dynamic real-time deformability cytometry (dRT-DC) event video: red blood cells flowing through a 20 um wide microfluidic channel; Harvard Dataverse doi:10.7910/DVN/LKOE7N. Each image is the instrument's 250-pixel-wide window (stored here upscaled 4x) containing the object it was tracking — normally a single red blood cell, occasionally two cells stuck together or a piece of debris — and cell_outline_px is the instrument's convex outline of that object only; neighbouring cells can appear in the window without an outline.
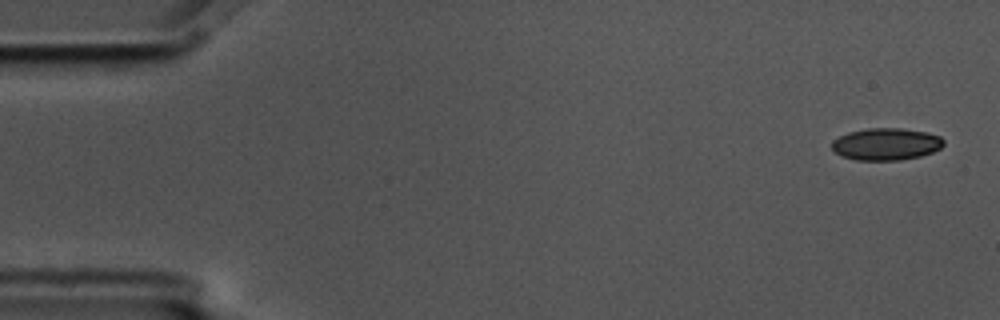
{"species": "common noctule bat (a hibernating species)", "species_latin": "Nyctalus noctula", "temperature_condition": "cold", "stored_images_in_passage": 5, "camera_frame_rate_fps": 3000, "um_per_image_px": 0.085, "animal": {"sex": "male", "body_mass_g": 17.5, "forearm_length_mm": 52.3}, "frame": {"image": 1, "passage_image": 1, "time_ms": 0.0, "image_size_px": [1000, 320], "cell_outline_px": [[944, 144], [940, 148], [932, 152], [920, 156], [900, 160], [856, 160], [840, 156], [832, 148], [832, 140], [848, 132], [868, 128], [900, 128], [924, 132], [940, 136], [944, 140]], "centroid_in_image_um": [75.3, 12.25], "position_along_channel_um": 9.7, "area_um2": 20.87}}
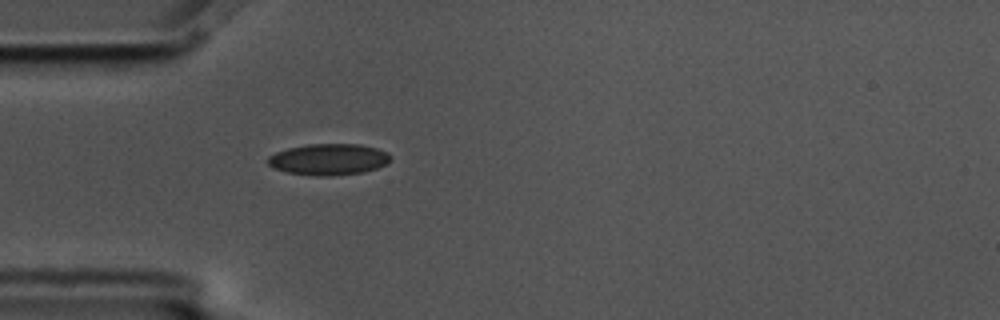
{"frame": {"image": 2, "passage_image": 5, "time_ms": 1.333, "image_size_px": [1000, 320], "cell_outline_px": [[388, 164], [364, 172], [332, 176], [316, 176], [288, 172], [276, 168], [268, 164], [268, 156], [276, 152], [288, 148], [308, 144], [360, 144], [376, 148], [388, 152]], "centroid_in_image_um": [27.94, 13.54], "position_along_channel_um": 57.1, "area_um2": 22.25}}